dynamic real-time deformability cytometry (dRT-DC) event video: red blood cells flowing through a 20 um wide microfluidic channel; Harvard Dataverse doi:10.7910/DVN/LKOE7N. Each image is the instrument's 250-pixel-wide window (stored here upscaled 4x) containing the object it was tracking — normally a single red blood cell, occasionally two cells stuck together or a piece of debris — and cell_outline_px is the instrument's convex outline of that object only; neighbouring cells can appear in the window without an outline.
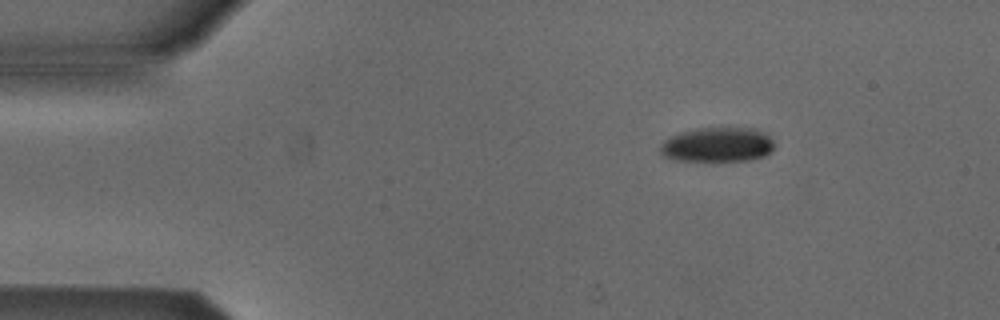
{"species": "Egyptian fruit bat (a non-hibernating species)", "species_latin": "Rousettus aegyptiacus", "temperature_condition": "cold", "stored_images_in_passage": 3, "camera_frame_rate_fps": 3000, "um_per_image_px": 0.085, "animal": {"sex": "male"}, "frame": {"image": 1, "passage_image": 1, "time_ms": 0.0, "image_size_px": [1000, 320], "cell_outline_px": [[772, 148], [764, 156], [748, 160], [672, 160], [664, 156], [660, 152], [660, 144], [664, 140], [680, 132], [692, 128], [756, 128], [764, 132], [772, 140]], "centroid_in_image_um": [60.94, 12.28], "position_along_channel_um": 24.1, "area_um2": 22.83}}